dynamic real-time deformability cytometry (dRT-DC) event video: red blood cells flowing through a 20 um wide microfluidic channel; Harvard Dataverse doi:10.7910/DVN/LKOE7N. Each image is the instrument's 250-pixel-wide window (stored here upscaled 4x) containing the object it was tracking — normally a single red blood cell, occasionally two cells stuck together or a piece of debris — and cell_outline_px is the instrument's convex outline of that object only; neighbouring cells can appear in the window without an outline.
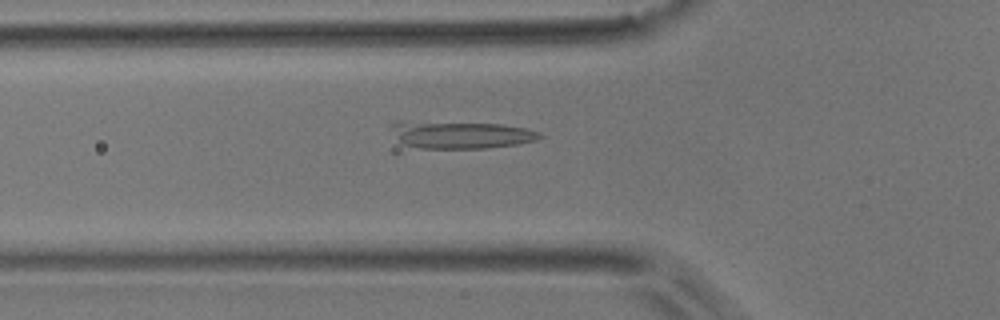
{"species": "common noctule bat (a hibernating species)", "species_latin": "Nyctalus noctula", "temperature_condition": "room temperature", "stored_images_in_passage": 27, "camera_frame_rate_fps": 3000, "um_per_image_px": 0.085, "animal": {"sex": "male", "body_mass_g": 17.9}, "frame": {"image": 1, "passage_image": 4, "time_ms": 1.0, "image_size_px": [1000, 320], "cell_outline_px": [[544, 136], [536, 140], [520, 144], [488, 148], [396, 152], [392, 152], [388, 124], [392, 120], [400, 120], [500, 124], [524, 128], [540, 132]], "centroid_in_image_um": [38.67, 11.53], "position_along_channel_um": 87.1, "area_um2": 26.88}}
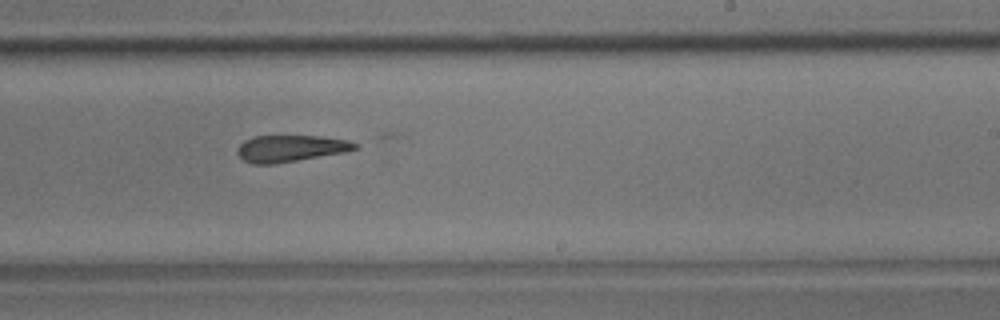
{"frame": {"image": 2, "passage_image": 18, "time_ms": 5.667, "image_size_px": [1000, 320], "cell_outline_px": [[360, 148], [344, 152], [272, 164], [252, 164], [244, 160], [236, 152], [240, 144], [244, 140], [252, 136], [320, 136], [348, 140], [360, 144]], "centroid_in_image_um": [24.71, 12.6], "position_along_channel_um": 264.3, "area_um2": 18.21}}
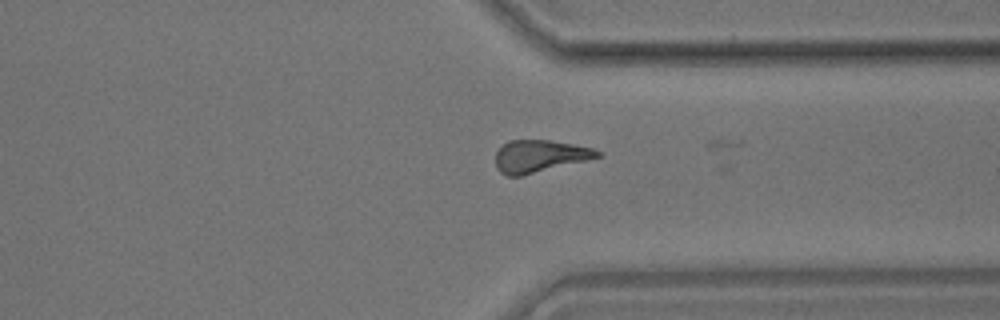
{"frame": {"image": 3, "passage_image": 26, "time_ms": 8.333, "image_size_px": [1000, 320], "cell_outline_px": [[604, 156], [520, 176], [508, 176], [500, 172], [496, 168], [496, 152], [508, 140], [552, 140], [592, 148], [600, 152]], "centroid_in_image_um": [45.87, 13.27], "position_along_channel_um": 365.5, "area_um2": 19.07}}